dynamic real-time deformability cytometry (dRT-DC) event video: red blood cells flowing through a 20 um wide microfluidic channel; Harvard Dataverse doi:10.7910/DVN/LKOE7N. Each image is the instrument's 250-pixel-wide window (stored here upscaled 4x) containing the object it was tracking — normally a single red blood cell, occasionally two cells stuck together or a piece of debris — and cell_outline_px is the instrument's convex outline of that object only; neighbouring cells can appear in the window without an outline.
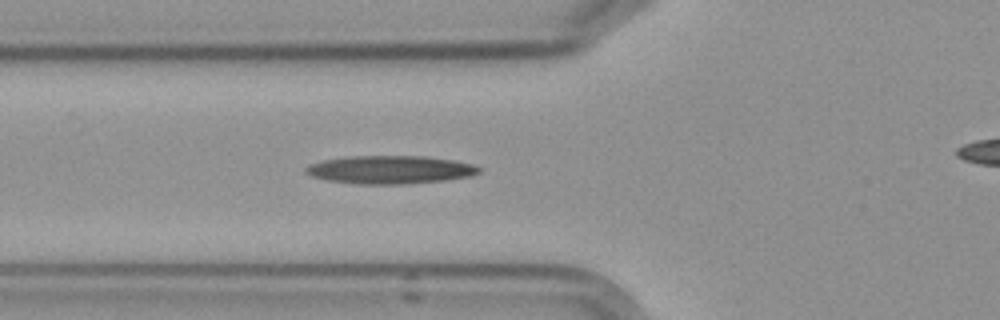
{"species": "Egyptian fruit bat (a non-hibernating species)", "species_latin": "Rousettus aegyptiacus", "temperature_condition": "cold", "stored_images_in_passage": 5, "segment_of_instrument_passage": [1, 2], "camera_frame_rate_fps": 3000, "um_per_image_px": 0.085, "frame": {"image": 1, "passage_image": 4, "time_ms": 3.333, "image_size_px": [1000, 320], "cell_outline_px": [[480, 172], [472, 176], [444, 180], [404, 184], [356, 184], [328, 180], [312, 176], [304, 172], [304, 168], [312, 164], [324, 160], [352, 156], [424, 156], [472, 164], [480, 168]], "centroid_in_image_um": [33.14, 14.43], "position_along_channel_um": 92.7, "area_um2": 28.09}}